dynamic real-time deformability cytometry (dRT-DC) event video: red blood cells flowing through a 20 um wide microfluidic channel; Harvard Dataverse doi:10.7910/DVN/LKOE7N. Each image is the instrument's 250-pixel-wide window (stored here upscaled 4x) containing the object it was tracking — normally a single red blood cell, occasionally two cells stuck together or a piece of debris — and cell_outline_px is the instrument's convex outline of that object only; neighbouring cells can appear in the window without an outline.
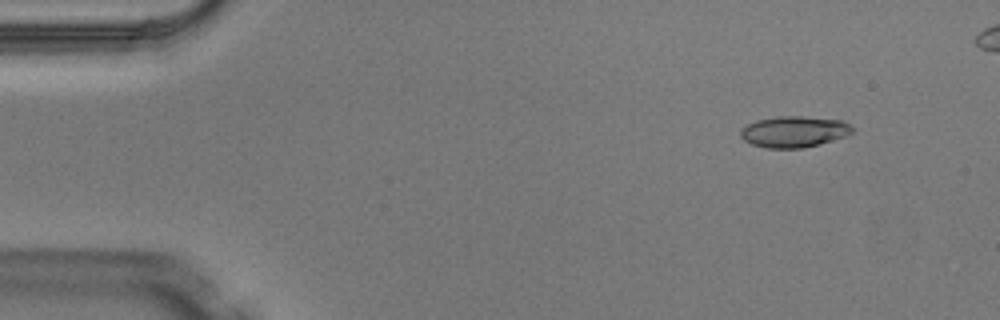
{"species": "Egyptian fruit bat (a non-hibernating species)", "species_latin": "Rousettus aegyptiacus", "temperature_condition": "warm", "stored_images_in_passage": 5, "camera_frame_rate_fps": 3000, "um_per_image_px": 0.085, "animal": {"sex": "male"}, "frame": {"image": 1, "passage_image": 1, "time_ms": 0.0, "image_size_px": [1000, 320], "cell_outline_px": [[856, 128], [852, 132], [844, 136], [820, 144], [804, 148], [768, 148], [752, 144], [744, 140], [740, 136], [740, 128], [756, 120], [776, 116], [800, 116], [840, 120]], "centroid_in_image_um": [67.47, 11.19], "position_along_channel_um": 17.5, "area_um2": 20.29}}
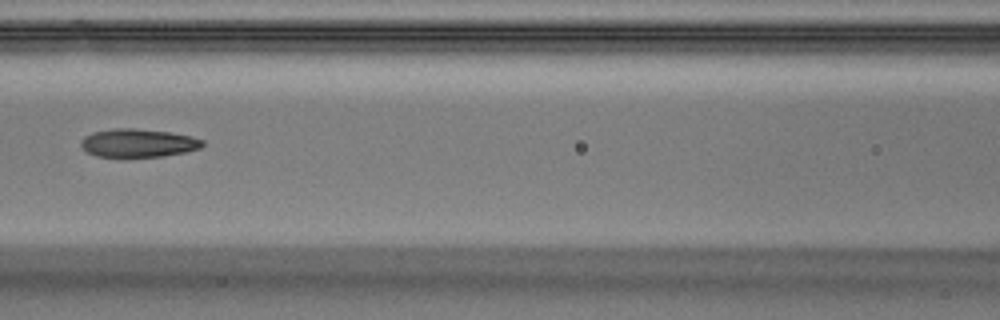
{"frame": {"image": 2, "passage_image": 5, "time_ms": 1.333, "image_size_px": [1000, 320], "cell_outline_px": [[204, 144], [200, 148], [188, 152], [164, 156], [96, 156], [88, 152], [80, 144], [80, 140], [84, 136], [92, 132], [112, 128], [132, 128], [168, 132], [188, 136], [204, 140]], "centroid_in_image_um": [11.73, 12.15], "position_along_channel_um": 154.9, "area_um2": 19.88}}